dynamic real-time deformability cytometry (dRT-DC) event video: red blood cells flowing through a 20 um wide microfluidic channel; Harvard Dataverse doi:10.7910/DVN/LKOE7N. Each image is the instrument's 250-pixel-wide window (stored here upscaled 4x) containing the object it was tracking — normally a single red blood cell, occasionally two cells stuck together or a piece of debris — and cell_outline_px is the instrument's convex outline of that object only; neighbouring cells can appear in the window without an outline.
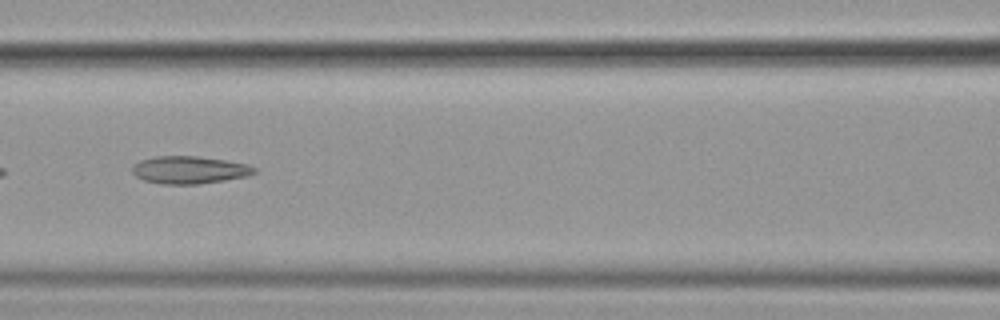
{"species": "common noctule bat (a hibernating species)", "species_latin": "Nyctalus noctula", "temperature_condition": "cold", "stored_images_in_passage": 55, "camera_frame_rate_fps": 3000, "um_per_image_px": 0.085, "animal": {"sex": "female", "body_mass_g": 19.9}, "frame": {"image": 1, "passage_image": 25, "time_ms": 8.0, "image_size_px": [1000, 320], "cell_outline_px": [[256, 172], [248, 176], [200, 184], [160, 184], [144, 180], [136, 176], [132, 172], [132, 168], [140, 160], [156, 156], [200, 156], [248, 164], [256, 168]], "centroid_in_image_um": [16.11, 14.44], "position_along_channel_um": 150.5, "area_um2": 19.59}}
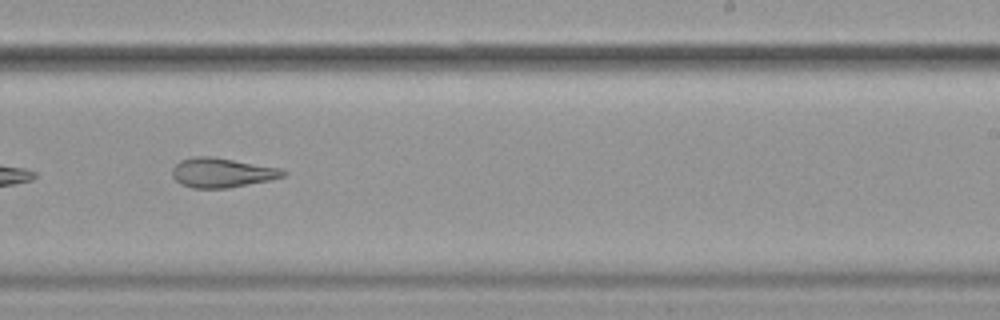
{"frame": {"image": 2, "passage_image": 35, "time_ms": 11.333, "image_size_px": [1000, 320], "cell_outline_px": [[288, 172], [284, 176], [272, 180], [228, 188], [192, 188], [180, 184], [172, 176], [172, 168], [180, 160], [192, 156], [212, 156], [280, 168]], "centroid_in_image_um": [18.86, 14.68], "position_along_channel_um": 270.1, "area_um2": 19.25}}
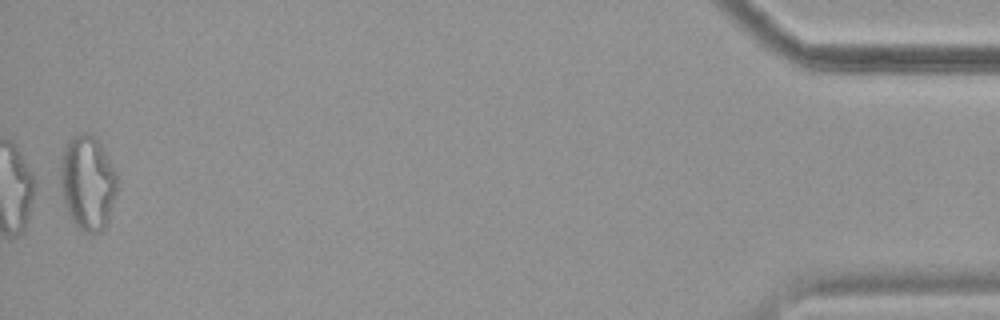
{"frame": {"image": 3, "passage_image": 55, "time_ms": 18.0, "image_size_px": [1000, 320], "cell_outline_px": [[120, 180], [108, 220], [104, 228], [100, 232], [84, 232], [72, 220], [68, 212], [64, 200], [60, 184], [60, 160], [64, 148], [68, 140], [72, 136], [80, 132], [92, 132], [100, 144], [116, 172]], "centroid_in_image_um": [7.45, 15.48], "position_along_channel_um": 427.7, "area_um2": 31.5}, "authors_computed_cell_mechanics": {"area_um2": 24.4494, "velocity_mm_per_s": 3.6055, "shape_relaxation_time_tau1_ms": null, "shape_relaxation_time_tau2_ms": 3.3516, "deformation_change_tau1": null, "deformation_change_tau2": 0.1316}}